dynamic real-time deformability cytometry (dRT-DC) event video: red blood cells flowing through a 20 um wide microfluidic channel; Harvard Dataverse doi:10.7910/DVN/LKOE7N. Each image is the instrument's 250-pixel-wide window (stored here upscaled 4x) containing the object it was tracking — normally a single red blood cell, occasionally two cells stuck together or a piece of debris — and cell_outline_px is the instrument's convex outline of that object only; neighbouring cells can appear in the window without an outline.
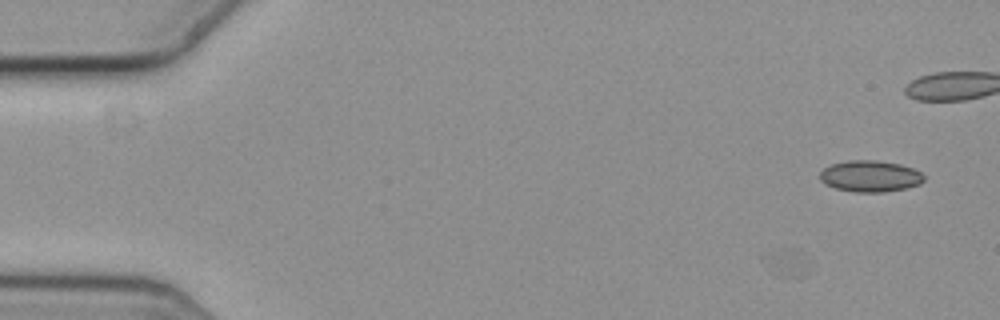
{"species": "common noctule bat (a hibernating species)", "species_latin": "Nyctalus noctula", "temperature_condition": "cold", "stored_images_in_passage": 5, "camera_frame_rate_fps": 3000, "um_per_image_px": 0.085, "animal": {"sex": "female", "body_mass_g": 19.3, "forearm_length_mm": 54.1}, "frame": {"image": 1, "passage_image": 1, "time_ms": 0.0, "image_size_px": [1000, 320], "cell_outline_px": [[924, 180], [920, 184], [908, 188], [884, 192], [856, 192], [836, 188], [824, 184], [820, 180], [820, 172], [824, 168], [832, 164], [848, 160], [876, 160], [900, 164], [912, 168], [920, 172], [924, 176]], "centroid_in_image_um": [73.97, 14.98], "position_along_channel_um": 11.0, "area_um2": 19.07}}